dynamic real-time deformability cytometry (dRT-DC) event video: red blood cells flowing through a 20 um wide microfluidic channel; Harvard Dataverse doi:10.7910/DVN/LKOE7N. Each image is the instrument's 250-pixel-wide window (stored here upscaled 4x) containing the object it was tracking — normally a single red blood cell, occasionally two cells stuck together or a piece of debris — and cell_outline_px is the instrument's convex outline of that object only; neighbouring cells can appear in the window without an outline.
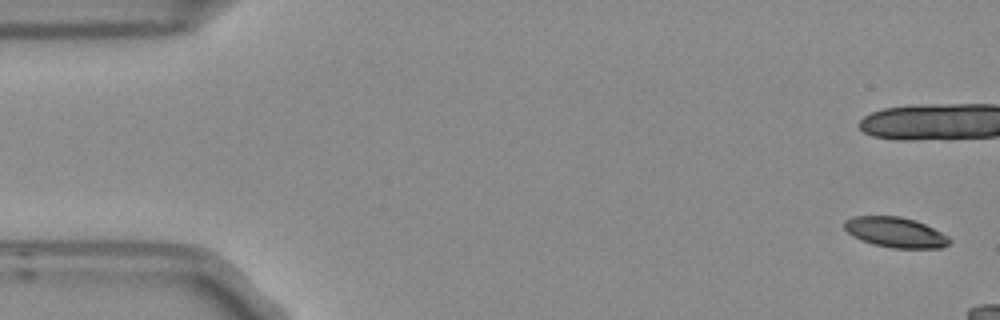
{"species": "Egyptian fruit bat (a non-hibernating species)", "species_latin": "Rousettus aegyptiacus", "temperature_condition": "room temperature", "stored_images_in_passage": 3, "camera_frame_rate_fps": 3000, "um_per_image_px": 0.085, "frame": {"image": 1, "passage_image": 1, "time_ms": 0.0, "image_size_px": [1000, 320], "cell_outline_px": [[952, 240], [944, 248], [892, 248], [876, 244], [852, 236], [844, 228], [844, 220], [852, 216], [900, 216], [916, 220], [948, 236]], "centroid_in_image_um": [76.12, 19.74], "position_along_channel_um": 8.9, "area_um2": 18.44}}